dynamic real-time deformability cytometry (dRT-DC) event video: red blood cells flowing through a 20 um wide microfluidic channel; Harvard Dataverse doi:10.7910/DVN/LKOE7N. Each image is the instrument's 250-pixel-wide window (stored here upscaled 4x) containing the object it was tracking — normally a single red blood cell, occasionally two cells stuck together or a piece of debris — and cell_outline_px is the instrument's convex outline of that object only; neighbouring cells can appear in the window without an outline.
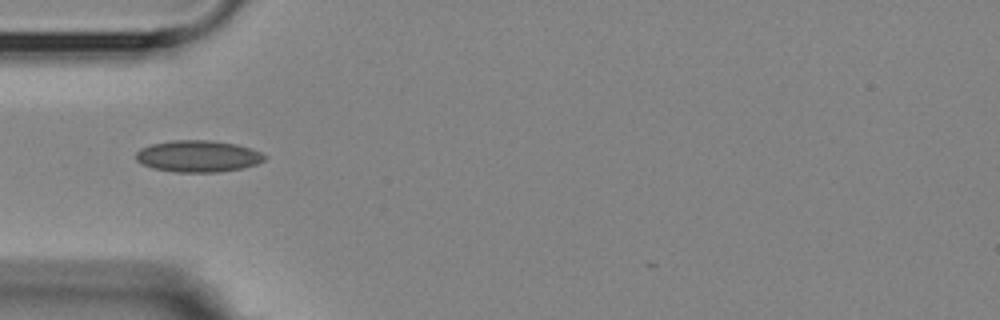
{"species": "Egyptian fruit bat (a non-hibernating species)", "species_latin": "Rousettus aegyptiacus", "temperature_condition": "room temperature", "stored_images_in_passage": 12, "camera_frame_rate_fps": 3000, "um_per_image_px": 0.085, "animal": {"sex": "female"}, "frame": {"image": 1, "passage_image": 4, "time_ms": 4.667, "image_size_px": [1000, 320], "cell_outline_px": [[268, 156], [264, 160], [256, 164], [244, 168], [220, 172], [172, 172], [152, 168], [140, 164], [136, 160], [136, 152], [140, 148], [152, 144], [172, 140], [212, 140], [236, 144], [260, 152]], "centroid_in_image_um": [16.81, 13.28], "position_along_channel_um": 68.2, "area_um2": 23.93}}
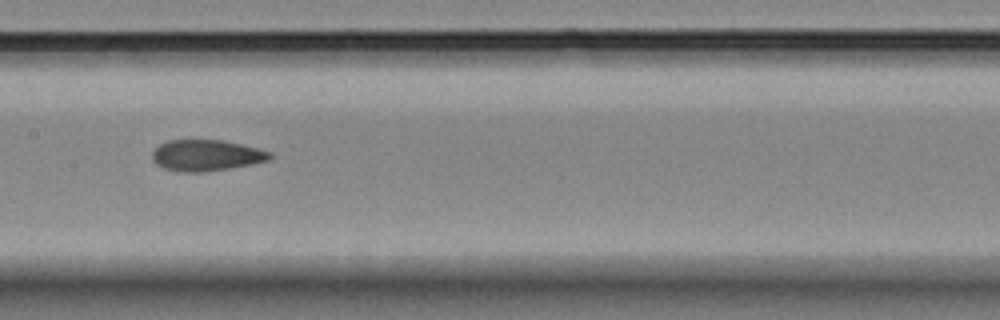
{"frame": {"image": 2, "passage_image": 7, "time_ms": 8.0, "image_size_px": [1000, 320], "cell_outline_px": [[272, 156], [268, 160], [252, 164], [228, 168], [200, 172], [184, 172], [164, 168], [156, 164], [152, 160], [152, 152], [160, 144], [168, 140], [224, 140], [272, 152]], "centroid_in_image_um": [17.52, 13.2], "position_along_channel_um": 189.9, "area_um2": 21.15}}
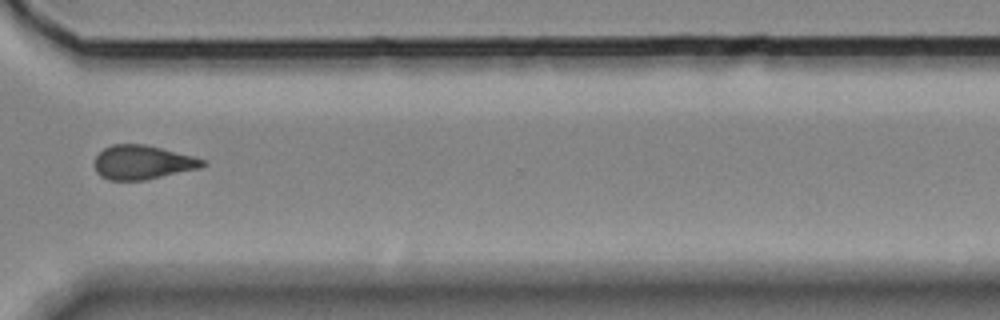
{"frame": {"image": 3, "passage_image": 11, "time_ms": 12.667, "image_size_px": [1000, 320], "cell_outline_px": [[208, 164], [200, 168], [144, 180], [108, 180], [100, 176], [96, 172], [92, 164], [96, 156], [104, 148], [112, 144], [144, 144], [192, 156], [204, 160]], "centroid_in_image_um": [12.06, 13.8], "position_along_channel_um": 358.5, "area_um2": 21.44}, "authors_computed_cell_mechanics": {"area_um2": 21.8195, "velocity_mm_per_s": 3.6278, "shape_relaxation_time_tau1_ms": null, "shape_relaxation_time_tau2_ms": 2.572, "deformation_change_tau1": null, "deformation_change_tau2": 0.0713}}